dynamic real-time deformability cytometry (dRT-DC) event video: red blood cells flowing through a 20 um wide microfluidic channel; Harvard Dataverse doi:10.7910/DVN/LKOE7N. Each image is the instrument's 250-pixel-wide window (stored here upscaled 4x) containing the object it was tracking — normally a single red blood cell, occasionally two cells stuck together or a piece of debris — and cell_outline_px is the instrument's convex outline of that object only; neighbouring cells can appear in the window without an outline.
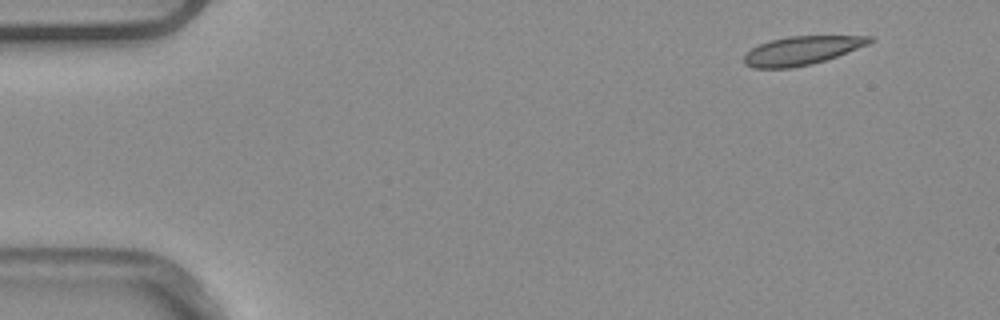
{"species": "common noctule bat (a hibernating species)", "species_latin": "Nyctalus noctula", "temperature_condition": "warm", "stored_images_in_passage": 4, "camera_frame_rate_fps": 3000, "um_per_image_px": 0.085, "animal": {"sex": "male", "body_mass_g": 20.4}, "frame": {"image": 1, "passage_image": 1, "time_ms": 0.0, "image_size_px": [1000, 320], "cell_outline_px": [[876, 40], [868, 44], [836, 56], [812, 64], [792, 68], [752, 68], [744, 64], [744, 56], [752, 48], [760, 44], [772, 40], [788, 36], [872, 36]], "centroid_in_image_um": [68.14, 4.3], "position_along_channel_um": 16.9, "area_um2": 20.75}}
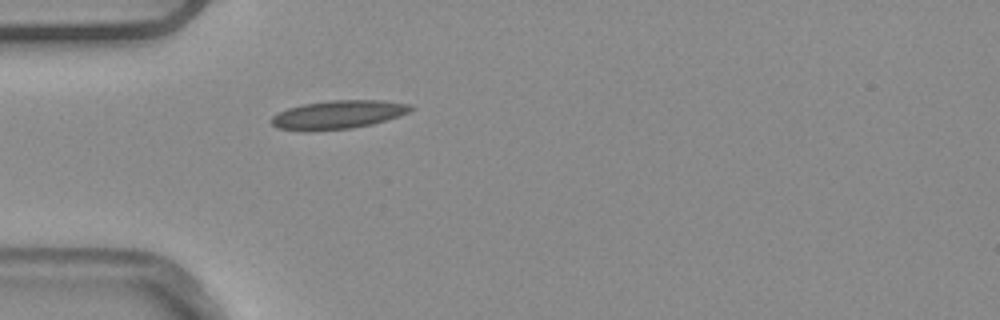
{"frame": {"image": 2, "passage_image": 4, "time_ms": 1.0, "image_size_px": [1000, 320], "cell_outline_px": [[416, 108], [408, 112], [372, 124], [352, 128], [276, 128], [268, 120], [276, 112], [288, 108], [304, 104], [328, 100], [384, 100], [412, 104]], "centroid_in_image_um": [28.79, 9.69], "position_along_channel_um": 56.2, "area_um2": 22.37}}